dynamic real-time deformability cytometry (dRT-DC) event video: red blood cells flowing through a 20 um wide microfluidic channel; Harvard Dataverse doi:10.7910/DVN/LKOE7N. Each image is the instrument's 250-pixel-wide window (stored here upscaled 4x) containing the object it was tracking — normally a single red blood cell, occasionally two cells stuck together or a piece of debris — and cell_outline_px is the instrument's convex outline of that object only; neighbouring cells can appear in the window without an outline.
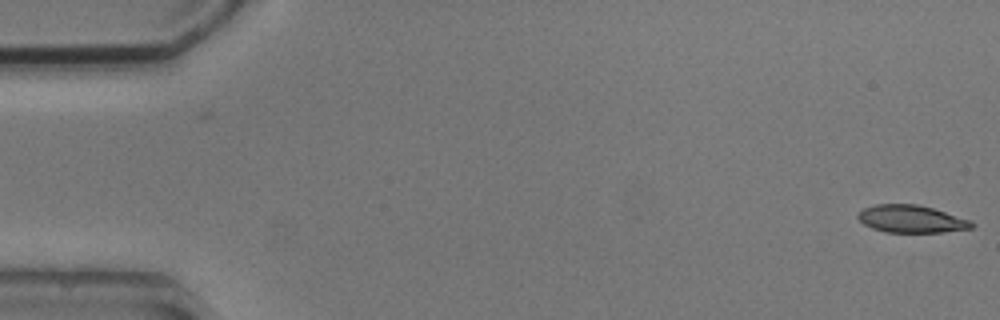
{"species": "common noctule bat (a hibernating species)", "species_latin": "Nyctalus noctula", "temperature_condition": "cold", "stored_images_in_passage": 5, "camera_frame_rate_fps": 3000, "um_per_image_px": 0.085, "animal": {"sex": "male", "body_mass_g": 20.5, "forearm_length_mm": 52.5}, "frame": {"image": 1, "passage_image": 1, "time_ms": 0.0, "image_size_px": [1000, 320], "cell_outline_px": [[976, 224], [972, 228], [944, 232], [884, 232], [872, 228], [864, 224], [856, 216], [864, 208], [876, 204], [916, 204], [932, 208], [972, 220]], "centroid_in_image_um": [77.49, 18.61], "position_along_channel_um": 7.5, "area_um2": 18.21}}
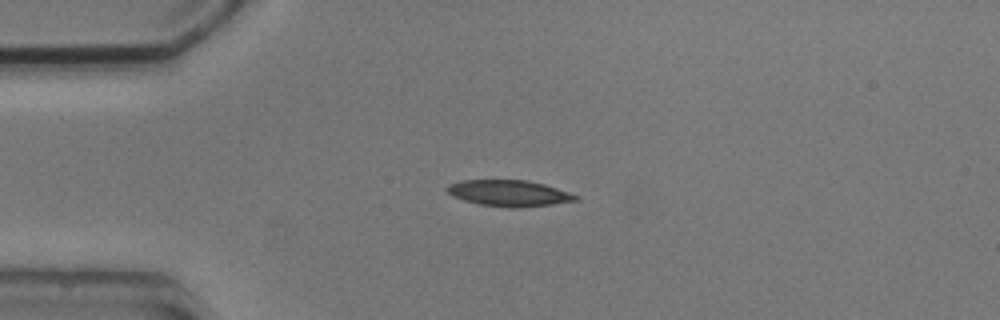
{"frame": {"image": 2, "passage_image": 4, "time_ms": 4.0, "image_size_px": [1000, 320], "cell_outline_px": [[580, 200], [552, 204], [512, 208], [480, 204], [464, 200], [452, 196], [448, 192], [448, 184], [460, 180], [528, 180], [544, 184], [580, 196]], "centroid_in_image_um": [43.28, 16.41], "position_along_channel_um": 41.7, "area_um2": 19.48}}